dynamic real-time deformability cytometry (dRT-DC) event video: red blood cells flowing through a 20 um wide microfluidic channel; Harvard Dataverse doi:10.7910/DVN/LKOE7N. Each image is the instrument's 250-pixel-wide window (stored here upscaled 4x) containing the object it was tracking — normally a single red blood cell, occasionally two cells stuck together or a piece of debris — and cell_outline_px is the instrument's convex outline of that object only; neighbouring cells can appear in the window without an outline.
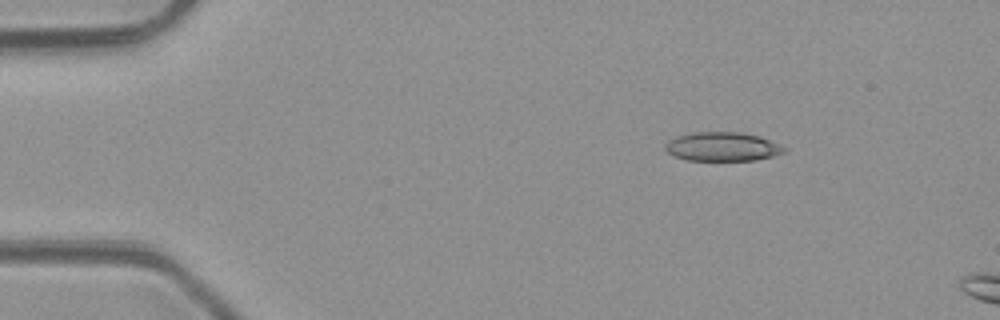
{"species": "common noctule bat (a hibernating species)", "species_latin": "Nyctalus noctula", "temperature_condition": "room temperature", "stored_images_in_passage": 4, "camera_frame_rate_fps": 3000, "um_per_image_px": 0.085, "animal": {"sex": "male", "body_mass_g": 23.1, "forearm_length_mm": 52.7}, "frame": {"image": 1, "passage_image": 3, "time_ms": 2.333, "image_size_px": [1000, 320], "cell_outline_px": [[788, 148], [784, 152], [772, 156], [756, 160], [688, 160], [672, 156], [664, 148], [664, 144], [668, 140], [676, 136], [692, 132], [740, 132], [760, 136]], "centroid_in_image_um": [61.37, 12.46], "position_along_channel_um": 23.6, "area_um2": 20.17}}